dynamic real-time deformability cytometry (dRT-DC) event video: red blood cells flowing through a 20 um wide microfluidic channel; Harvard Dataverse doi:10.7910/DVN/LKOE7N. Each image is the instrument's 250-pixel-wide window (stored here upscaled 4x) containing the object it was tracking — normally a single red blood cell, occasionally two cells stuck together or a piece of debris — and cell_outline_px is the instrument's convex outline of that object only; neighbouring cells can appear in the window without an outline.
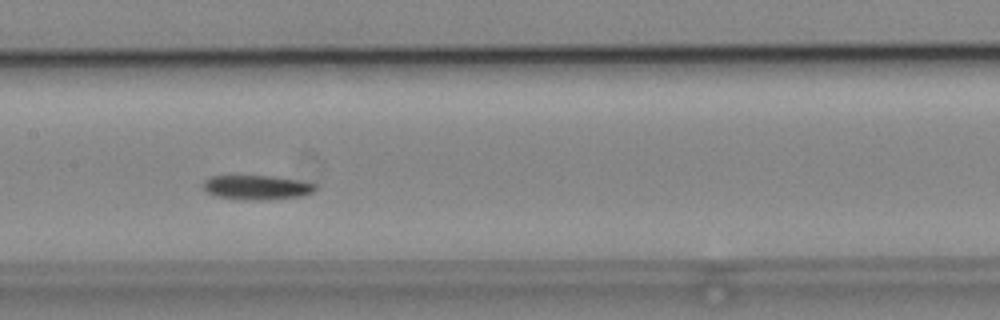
{"species": "common noctule bat (a hibernating species)", "species_latin": "Nyctalus noctula", "temperature_condition": "cold", "stored_images_in_passage": 29, "camera_frame_rate_fps": 3000, "um_per_image_px": 0.085, "animal": {"sex": "male", "body_mass_g": 19.2, "forearm_length_mm": 51.8}, "frame": {"image": 1, "passage_image": 13, "time_ms": 4.0, "image_size_px": [1000, 320], "cell_outline_px": [[316, 188], [312, 192], [304, 196], [264, 200], [252, 200], [216, 196], [204, 192], [200, 184], [208, 176], [276, 176], [316, 184]], "centroid_in_image_um": [21.77, 15.92], "position_along_channel_um": 185.6, "area_um2": 16.13}}